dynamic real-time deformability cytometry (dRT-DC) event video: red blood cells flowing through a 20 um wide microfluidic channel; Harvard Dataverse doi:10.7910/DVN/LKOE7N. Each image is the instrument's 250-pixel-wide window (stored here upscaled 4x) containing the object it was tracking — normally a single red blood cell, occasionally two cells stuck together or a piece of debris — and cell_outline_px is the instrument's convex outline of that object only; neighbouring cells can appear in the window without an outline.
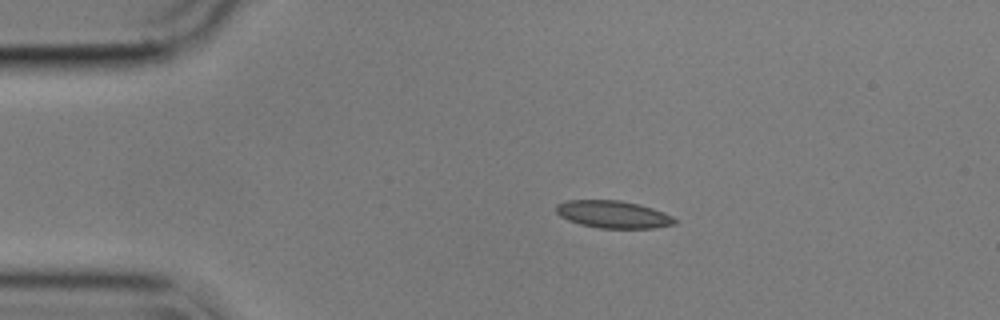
{"species": "common noctule bat (a hibernating species)", "species_latin": "Nyctalus noctula", "temperature_condition": "cold", "stored_images_in_passage": 46, "camera_frame_rate_fps": 3000, "um_per_image_px": 0.085, "animal": {"sex": "male", "body_mass_g": 17.9}, "frame": {"image": 1, "passage_image": 1, "time_ms": 0.0, "image_size_px": [1000, 320], "cell_outline_px": [[676, 224], [652, 228], [600, 228], [580, 224], [568, 220], [560, 216], [556, 212], [556, 204], [564, 200], [620, 200], [640, 204], [664, 212], [672, 216], [676, 220]], "centroid_in_image_um": [52.1, 18.21], "position_along_channel_um": 32.9, "area_um2": 19.02}}
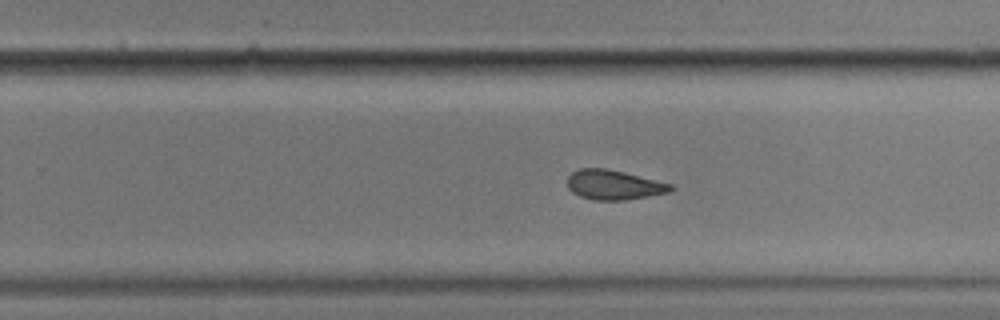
{"frame": {"image": 2, "passage_image": 25, "time_ms": 8.0, "image_size_px": [1000, 320], "cell_outline_px": [[676, 188], [668, 192], [648, 196], [624, 200], [592, 200], [580, 196], [572, 192], [568, 188], [568, 176], [572, 172], [580, 168], [608, 168], [672, 184]], "centroid_in_image_um": [52.16, 15.71], "position_along_channel_um": 277.6, "area_um2": 17.86}}
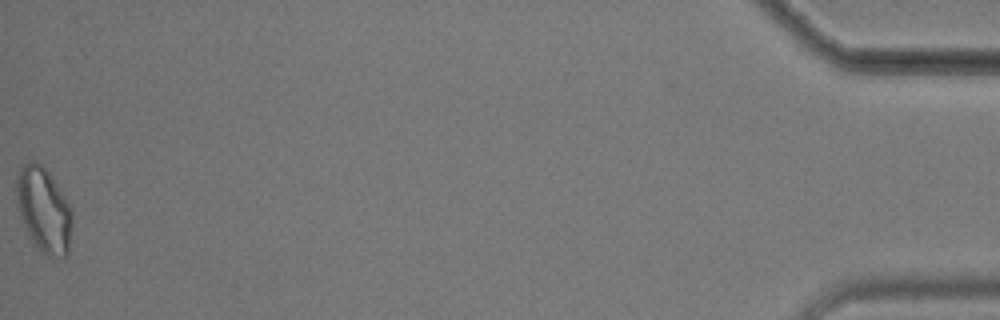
{"frame": {"image": 3, "passage_image": 46, "time_ms": 15.0, "image_size_px": [1000, 320], "cell_outline_px": [[72, 224], [68, 252], [60, 260], [52, 260], [36, 248], [32, 244], [20, 216], [16, 192], [16, 180], [20, 168], [24, 164], [32, 160], [36, 160], [48, 172], [72, 208]], "centroid_in_image_um": [3.73, 17.91], "position_along_channel_um": 431.5, "area_um2": 27.86}, "authors_computed_cell_mechanics": {"area_um2": 19.1318, "velocity_mm_per_s": 3.582, "shape_relaxation_time_tau1_ms": null, "shape_relaxation_time_tau2_ms": 3.241, "deformation_change_tau1": null, "deformation_change_tau2": 0.0891}}